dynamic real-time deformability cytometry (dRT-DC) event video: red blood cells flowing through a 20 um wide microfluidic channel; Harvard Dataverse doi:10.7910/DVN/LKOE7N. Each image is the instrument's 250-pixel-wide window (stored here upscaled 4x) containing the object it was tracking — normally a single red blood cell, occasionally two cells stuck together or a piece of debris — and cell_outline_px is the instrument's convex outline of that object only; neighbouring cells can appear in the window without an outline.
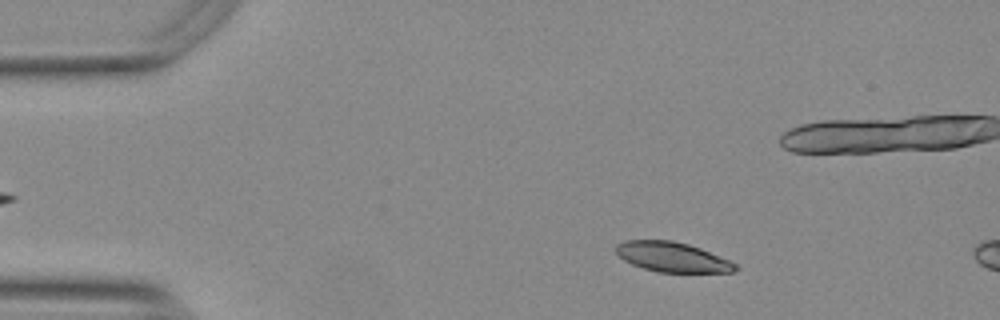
{"species": "Egyptian fruit bat (a non-hibernating species)", "species_latin": "Rousettus aegyptiacus", "temperature_condition": "warm", "stored_images_in_passage": 12, "camera_frame_rate_fps": 3000, "um_per_image_px": 0.085, "animal": {"sex": "female"}, "frame": {"image": 1, "passage_image": 7, "time_ms": 2.0, "image_size_px": [1000, 320], "cell_outline_px": [[740, 268], [732, 272], [656, 272], [632, 264], [624, 260], [616, 252], [616, 244], [624, 240], [672, 240], [688, 244], [700, 248], [728, 260], [736, 264]], "centroid_in_image_um": [57.13, 21.84], "position_along_channel_um": 27.9, "area_um2": 20.63}}